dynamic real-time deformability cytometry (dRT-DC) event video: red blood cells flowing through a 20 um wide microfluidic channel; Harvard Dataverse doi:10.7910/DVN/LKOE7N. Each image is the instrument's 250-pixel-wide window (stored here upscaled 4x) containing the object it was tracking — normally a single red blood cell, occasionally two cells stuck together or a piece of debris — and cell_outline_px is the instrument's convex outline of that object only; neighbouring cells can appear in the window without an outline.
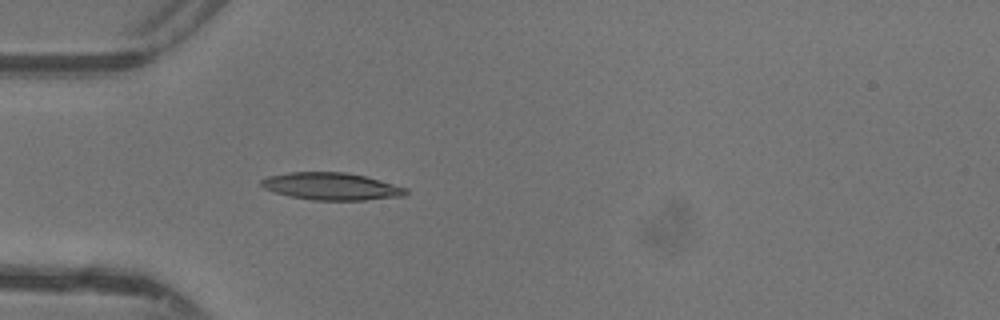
{"species": "common noctule bat (a hibernating species)", "species_latin": "Nyctalus noctula", "temperature_condition": "warm", "stored_images_in_passage": 22, "camera_frame_rate_fps": 3000, "um_per_image_px": 0.085, "animal": {"sex": "female"}, "frame": {"image": 1, "passage_image": 2, "time_ms": 0.333, "image_size_px": [1000, 320], "cell_outline_px": [[408, 192], [404, 196], [364, 200], [312, 200], [292, 196], [276, 192], [264, 188], [260, 184], [260, 180], [268, 176], [288, 172], [344, 172], [364, 176], [408, 188]], "centroid_in_image_um": [28.17, 15.84], "position_along_channel_um": 56.8, "area_um2": 22.83}}
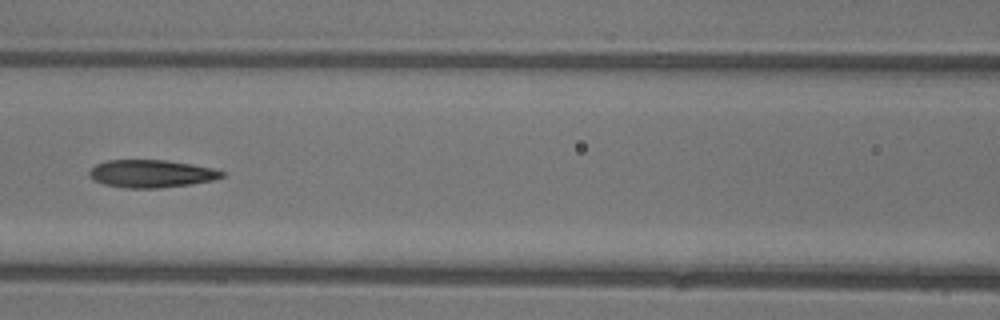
{"frame": {"image": 2, "passage_image": 9, "time_ms": 2.667, "image_size_px": [1000, 320], "cell_outline_px": [[224, 176], [212, 180], [188, 184], [156, 188], [124, 188], [104, 184], [92, 180], [88, 176], [88, 172], [96, 164], [108, 160], [168, 160], [192, 164], [212, 168], [224, 172]], "centroid_in_image_um": [12.81, 14.76], "position_along_channel_um": 153.8, "area_um2": 21.33}}
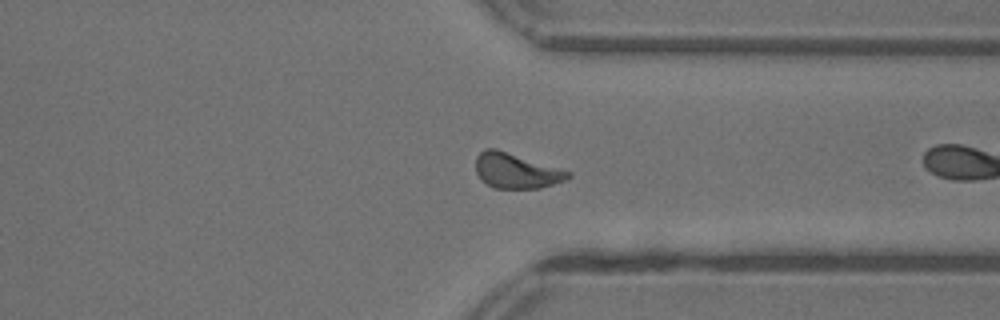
{"frame": {"image": 3, "passage_image": 21, "time_ms": 6.667, "image_size_px": [1000, 320], "cell_outline_px": [[572, 176], [564, 180], [540, 188], [492, 188], [476, 172], [476, 156], [484, 148], [496, 148], [572, 172]], "centroid_in_image_um": [43.87, 14.5], "position_along_channel_um": 367.5, "area_um2": 18.73}}